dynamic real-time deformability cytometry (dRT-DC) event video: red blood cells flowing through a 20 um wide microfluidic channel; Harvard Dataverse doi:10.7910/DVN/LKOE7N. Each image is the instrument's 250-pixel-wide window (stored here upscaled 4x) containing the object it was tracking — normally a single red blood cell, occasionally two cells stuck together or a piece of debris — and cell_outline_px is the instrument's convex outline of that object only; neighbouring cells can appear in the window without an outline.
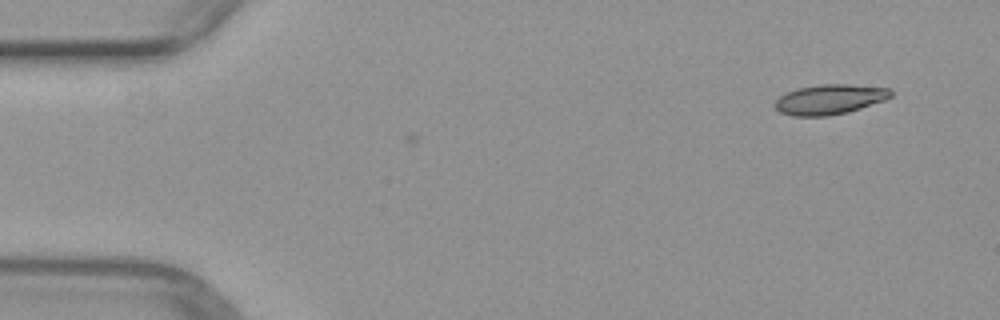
{"species": "common noctule bat (a hibernating species)", "species_latin": "Nyctalus noctula", "temperature_condition": "warm", "stored_images_in_passage": 48, "camera_frame_rate_fps": 3000, "um_per_image_px": 0.085, "animal": {"sex": "female", "body_mass_g": 29.2, "forearm_length_mm": 56.3}, "frame": {"image": 1, "passage_image": 1, "time_ms": 0.0, "image_size_px": [1000, 320], "cell_outline_px": [[892, 96], [884, 100], [848, 112], [828, 116], [792, 116], [780, 112], [772, 104], [780, 96], [788, 92], [800, 88], [820, 84], [848, 84], [888, 88], [892, 92]], "centroid_in_image_um": [70.5, 8.45], "position_along_channel_um": 14.5, "area_um2": 20.11}}
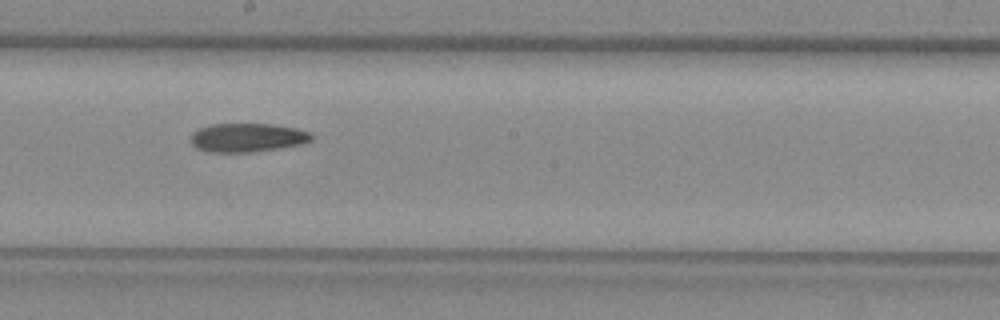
{"frame": {"image": 2, "passage_image": 25, "time_ms": 8.0, "image_size_px": [1000, 320], "cell_outline_px": [[312, 140], [300, 144], [252, 152], [208, 152], [196, 148], [192, 144], [192, 132], [208, 124], [272, 124], [296, 128], [308, 132], [312, 136]], "centroid_in_image_um": [20.98, 11.69], "position_along_channel_um": 227.2, "area_um2": 20.06}}
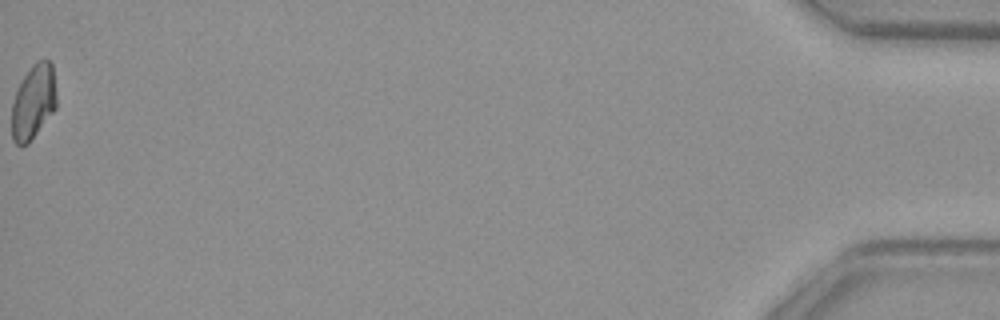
{"frame": {"image": 3, "passage_image": 48, "time_ms": 15.667, "image_size_px": [1000, 320], "cell_outline_px": [[56, 108], [28, 144], [16, 144], [12, 140], [12, 104], [16, 92], [24, 76], [32, 64], [36, 60], [48, 60], [52, 64], [56, 92]], "centroid_in_image_um": [2.84, 8.65], "position_along_channel_um": 432.4, "area_um2": 19.31}}